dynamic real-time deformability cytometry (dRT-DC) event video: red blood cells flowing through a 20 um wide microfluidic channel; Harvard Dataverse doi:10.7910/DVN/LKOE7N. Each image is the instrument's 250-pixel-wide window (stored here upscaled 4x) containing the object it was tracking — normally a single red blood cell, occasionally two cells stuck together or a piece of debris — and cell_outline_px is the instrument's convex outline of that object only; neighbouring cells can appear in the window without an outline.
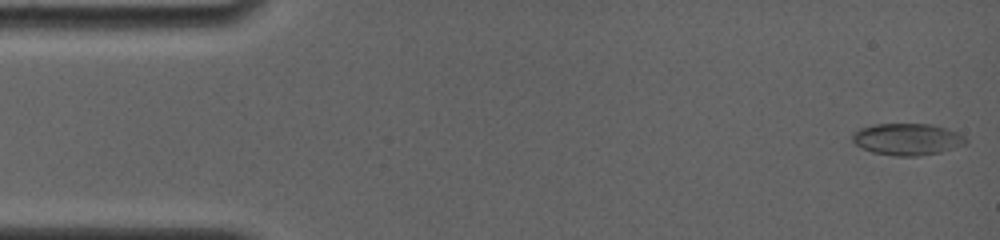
{"species": "common noctule bat (a hibernating species)", "species_latin": "Nyctalus noctula", "temperature_condition": "room temperature", "stored_images_in_passage": 6, "camera_frame_rate_fps": 4000, "um_per_image_px": 0.085, "animal": {"sex": "female", "body_mass_g": 19.0, "forearm_length_mm": 56.7}, "frame": {"image": 1, "passage_image": 1, "time_ms": 0.0, "image_size_px": [1000, 240], "cell_outline_px": [[968, 140], [964, 144], [940, 152], [916, 156], [896, 156], [872, 152], [860, 148], [852, 140], [852, 136], [860, 128], [876, 124], [928, 124], [944, 128], [956, 132], [964, 136]], "centroid_in_image_um": [77.09, 11.84], "position_along_channel_um": 7.9, "area_um2": 20.69}}
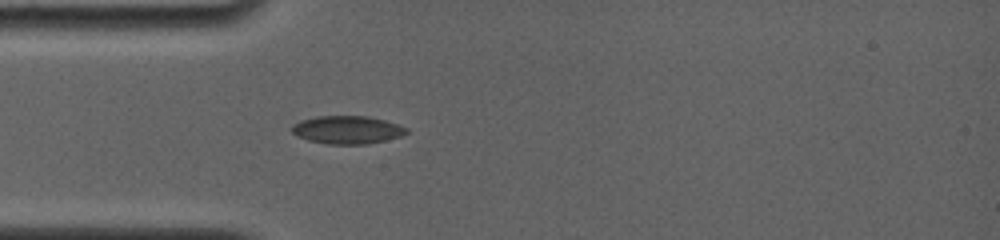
{"frame": {"image": 2, "passage_image": 6, "time_ms": 4.25, "image_size_px": [1000, 240], "cell_outline_px": [[408, 132], [400, 136], [368, 144], [328, 144], [308, 140], [296, 136], [288, 128], [292, 124], [300, 120], [316, 116], [368, 116], [384, 120], [408, 128]], "centroid_in_image_um": [29.45, 11.03], "position_along_channel_um": 55.6, "area_um2": 18.79}}